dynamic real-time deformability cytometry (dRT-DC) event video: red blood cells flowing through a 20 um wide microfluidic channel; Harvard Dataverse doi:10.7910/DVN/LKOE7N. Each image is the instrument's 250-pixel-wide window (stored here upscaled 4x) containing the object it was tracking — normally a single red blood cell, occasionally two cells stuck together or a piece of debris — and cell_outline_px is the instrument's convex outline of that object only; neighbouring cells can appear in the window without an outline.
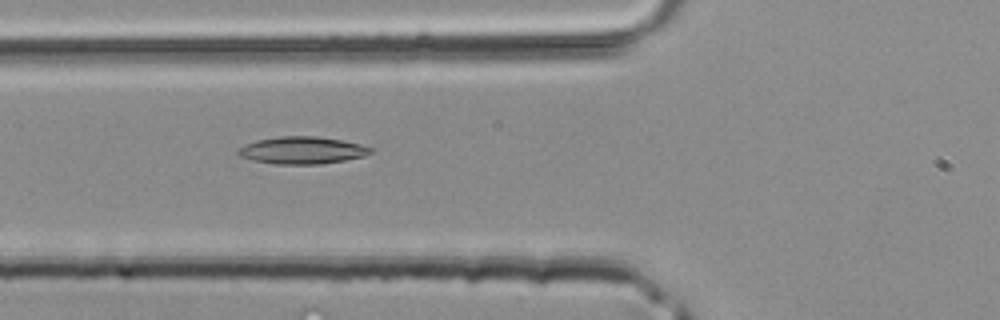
{"species": "common noctule bat (a hibernating species)", "species_latin": "Nyctalus noctula", "temperature_condition": "room temperature", "stored_images_in_passage": 33, "camera_frame_rate_fps": 3000, "um_per_image_px": 0.085, "animal": {"sex": "male", "body_mass_g": 20.4}, "frame": {"image": 1, "passage_image": 7, "time_ms": 2.0, "image_size_px": [1000, 320], "cell_outline_px": [[376, 148], [372, 152], [364, 156], [344, 160], [320, 164], [276, 164], [256, 160], [240, 156], [236, 152], [244, 144], [256, 140], [280, 136], [316, 136], [340, 140], [360, 144]], "centroid_in_image_um": [25.71, 12.77], "position_along_channel_um": 100.1, "area_um2": 20.92}}
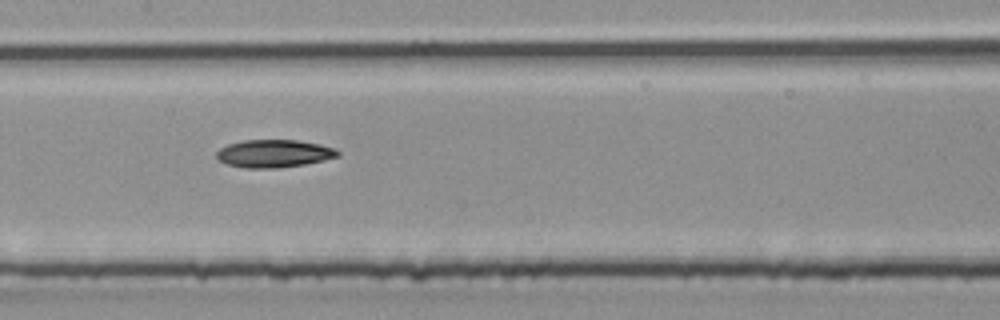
{"frame": {"image": 2, "passage_image": 12, "time_ms": 3.667, "image_size_px": [1000, 320], "cell_outline_px": [[340, 156], [324, 160], [304, 164], [276, 168], [244, 168], [228, 164], [220, 160], [216, 156], [216, 152], [220, 148], [228, 144], [244, 140], [296, 140], [320, 144], [336, 148], [340, 152]], "centroid_in_image_um": [23.31, 13.05], "position_along_channel_um": 184.1, "area_um2": 19.59}}
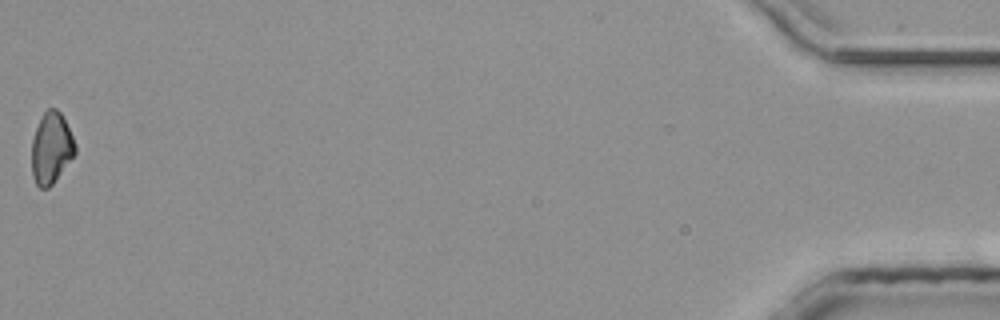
{"frame": {"image": 3, "passage_image": 33, "time_ms": 10.667, "image_size_px": [1000, 320], "cell_outline_px": [[76, 152], [52, 184], [48, 188], [40, 188], [36, 184], [32, 176], [32, 140], [36, 128], [44, 112], [48, 108], [56, 108], [64, 116], [76, 144]], "centroid_in_image_um": [4.36, 12.57], "position_along_channel_um": 430.8, "area_um2": 17.98}}